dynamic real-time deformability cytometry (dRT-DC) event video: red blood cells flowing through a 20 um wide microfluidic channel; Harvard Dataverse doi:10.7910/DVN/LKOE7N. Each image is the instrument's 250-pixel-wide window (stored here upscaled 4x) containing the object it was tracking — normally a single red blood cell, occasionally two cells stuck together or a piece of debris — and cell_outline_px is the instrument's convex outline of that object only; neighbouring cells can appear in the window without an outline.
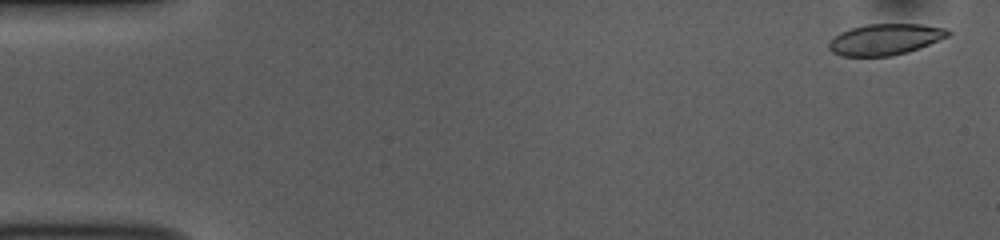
{"species": "common noctule bat (a hibernating species)", "species_latin": "Nyctalus noctula", "temperature_condition": "room temperature", "stored_images_in_passage": 52, "camera_frame_rate_fps": 3000, "um_per_image_px": 0.085, "animal": {"sex": "female", "body_mass_g": 10.0, "forearm_length_mm": 53.1}, "frame": {"image": 1, "passage_image": 2, "time_ms": 0.333, "image_size_px": [1000, 240], "cell_outline_px": [[952, 32], [948, 36], [920, 48], [908, 52], [892, 56], [840, 56], [832, 52], [828, 48], [828, 44], [840, 32], [864, 24], [920, 24], [948, 28]], "centroid_in_image_um": [75.26, 3.35], "position_along_channel_um": 9.7, "area_um2": 21.68}}
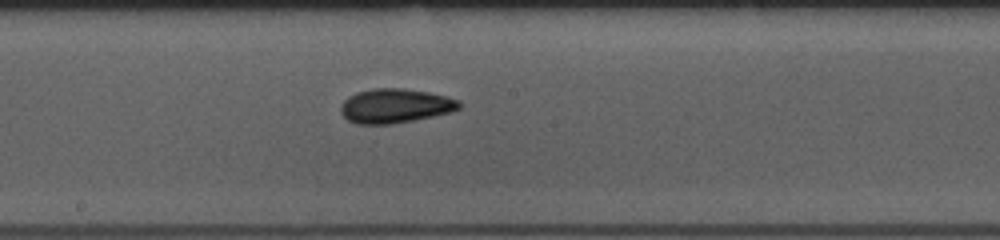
{"frame": {"image": 2, "passage_image": 28, "time_ms": 9.0, "image_size_px": [1000, 240], "cell_outline_px": [[460, 108], [452, 112], [392, 124], [356, 124], [348, 120], [340, 112], [340, 108], [344, 100], [348, 96], [356, 92], [372, 88], [404, 88], [428, 92], [460, 100]], "centroid_in_image_um": [33.56, 8.99], "position_along_channel_um": 214.6, "area_um2": 23.7}}
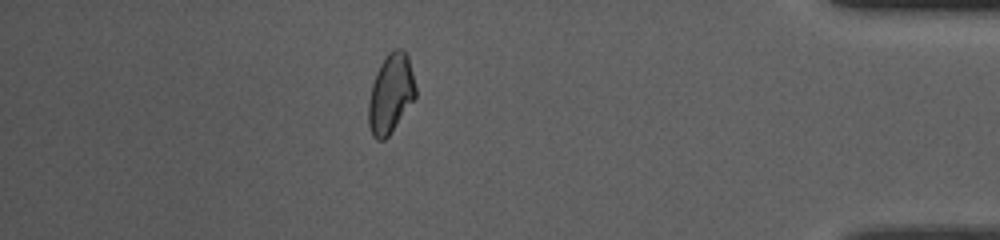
{"frame": {"image": 3, "passage_image": 46, "time_ms": 15.0, "image_size_px": [1000, 240], "cell_outline_px": [[416, 96], [388, 136], [384, 140], [376, 140], [372, 136], [368, 124], [368, 100], [372, 84], [376, 72], [380, 64], [388, 52], [392, 48], [400, 48], [408, 56], [416, 88]], "centroid_in_image_um": [33.19, 7.95], "position_along_channel_um": 402.0, "area_um2": 21.68}, "authors_computed_cell_mechanics": {"area_um2": 22.6287, "velocity_mm_per_s": 3.8179, "shape_relaxation_time_tau1_ms": 3.7504, "shape_relaxation_time_tau2_ms": 2.7134, "deformation_change_tau1": 0.104, "deformation_change_tau2": 0.0826}}